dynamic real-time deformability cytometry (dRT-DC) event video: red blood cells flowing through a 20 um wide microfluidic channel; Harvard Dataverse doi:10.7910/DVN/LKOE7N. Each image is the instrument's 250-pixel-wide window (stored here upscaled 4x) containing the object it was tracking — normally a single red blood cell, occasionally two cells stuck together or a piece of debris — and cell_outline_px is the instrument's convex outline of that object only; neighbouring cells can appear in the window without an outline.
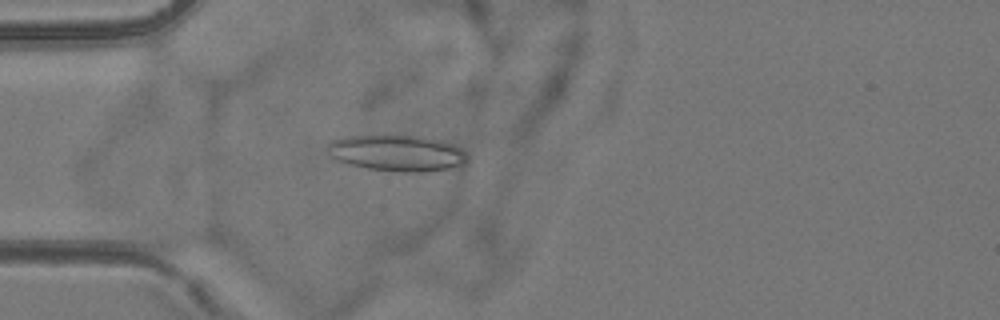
{"species": "common noctule bat (a hibernating species)", "species_latin": "Nyctalus noctula", "temperature_condition": "room temperature", "stored_images_in_passage": 4, "camera_frame_rate_fps": 3000, "um_per_image_px": 0.085, "animal": {"sex": "female", "body_mass_g": 24.6, "forearm_length_mm": 56.2}, "frame": {"image": 1, "passage_image": 4, "time_ms": 4.333, "image_size_px": [1000, 320], "cell_outline_px": [[468, 160], [464, 164], [448, 168], [420, 172], [400, 172], [368, 168], [348, 164], [336, 160], [332, 156], [328, 148], [328, 144], [332, 140], [344, 136], [420, 136], [440, 140], [452, 144], [460, 148], [468, 156]], "centroid_in_image_um": [33.75, 13.01], "position_along_channel_um": 51.2, "area_um2": 29.19}}